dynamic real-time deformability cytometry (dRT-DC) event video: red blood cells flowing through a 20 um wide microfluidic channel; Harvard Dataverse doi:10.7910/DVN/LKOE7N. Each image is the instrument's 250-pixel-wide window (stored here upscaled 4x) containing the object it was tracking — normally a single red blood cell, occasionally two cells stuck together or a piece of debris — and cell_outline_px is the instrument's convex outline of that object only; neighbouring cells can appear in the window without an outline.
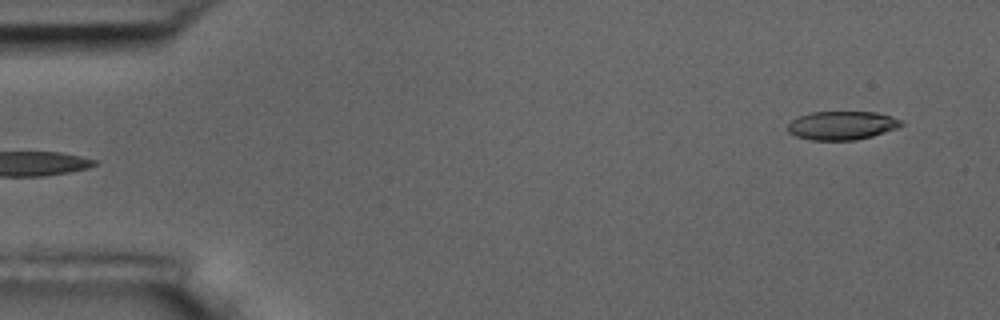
{"species": "common noctule bat (a hibernating species)", "species_latin": "Nyctalus noctula", "temperature_condition": "room temperature", "stored_images_in_passage": 2, "segment_of_instrument_passage": [2, 2], "camera_frame_rate_fps": 3000, "um_per_image_px": 0.085, "animal": {"sex": "male", "body_mass_g": 17.5, "forearm_length_mm": 52.3}, "frame": {"image": 1, "passage_image": 2, "time_ms": 1.333, "image_size_px": [1000, 320], "cell_outline_px": [[904, 124], [896, 128], [872, 136], [856, 140], [812, 140], [796, 136], [788, 132], [788, 124], [792, 120], [800, 116], [812, 112], [876, 112], [892, 116], [904, 120]], "centroid_in_image_um": [71.59, 10.66], "position_along_channel_um": 13.4, "area_um2": 18.9}}